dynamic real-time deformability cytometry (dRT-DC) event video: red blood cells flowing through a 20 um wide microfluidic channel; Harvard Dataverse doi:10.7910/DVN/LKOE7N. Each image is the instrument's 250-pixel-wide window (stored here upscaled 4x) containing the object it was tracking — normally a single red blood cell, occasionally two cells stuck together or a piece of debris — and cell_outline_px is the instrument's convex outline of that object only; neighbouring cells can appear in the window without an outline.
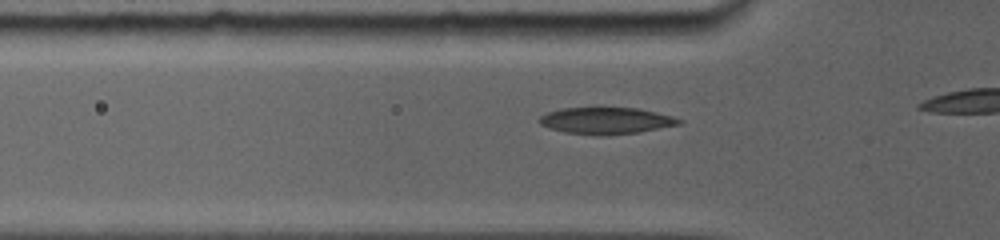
{"species": "common noctule bat (a hibernating species)", "species_latin": "Nyctalus noctula", "temperature_condition": "room temperature", "stored_images_in_passage": 15, "camera_frame_rate_fps": 5000, "um_per_image_px": 0.085, "animal": {"sex": "female", "body_mass_g": 19.0, "forearm_length_mm": 56.7}, "frame": {"image": 1, "passage_image": 7, "time_ms": 1.4, "image_size_px": [1000, 240], "cell_outline_px": [[684, 124], [640, 132], [608, 136], [596, 136], [564, 132], [548, 128], [540, 124], [536, 120], [540, 116], [548, 112], [560, 108], [640, 108], [672, 116], [684, 120]], "centroid_in_image_um": [51.54, 10.27], "position_along_channel_um": 74.3, "area_um2": 22.2}}
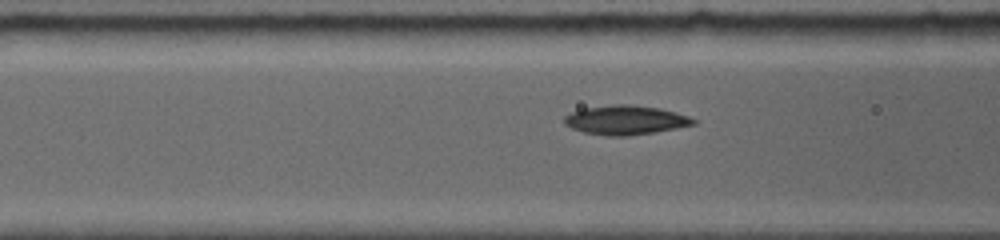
{"frame": {"image": 2, "passage_image": 11, "time_ms": 2.4, "image_size_px": [1000, 240], "cell_outline_px": [[696, 124], [656, 132], [628, 136], [604, 136], [584, 132], [572, 128], [564, 124], [564, 116], [572, 112], [584, 108], [612, 104], [628, 104], [660, 108], [688, 116], [696, 120]], "centroid_in_image_um": [53.16, 10.21], "position_along_channel_um": 113.4, "area_um2": 22.02}}